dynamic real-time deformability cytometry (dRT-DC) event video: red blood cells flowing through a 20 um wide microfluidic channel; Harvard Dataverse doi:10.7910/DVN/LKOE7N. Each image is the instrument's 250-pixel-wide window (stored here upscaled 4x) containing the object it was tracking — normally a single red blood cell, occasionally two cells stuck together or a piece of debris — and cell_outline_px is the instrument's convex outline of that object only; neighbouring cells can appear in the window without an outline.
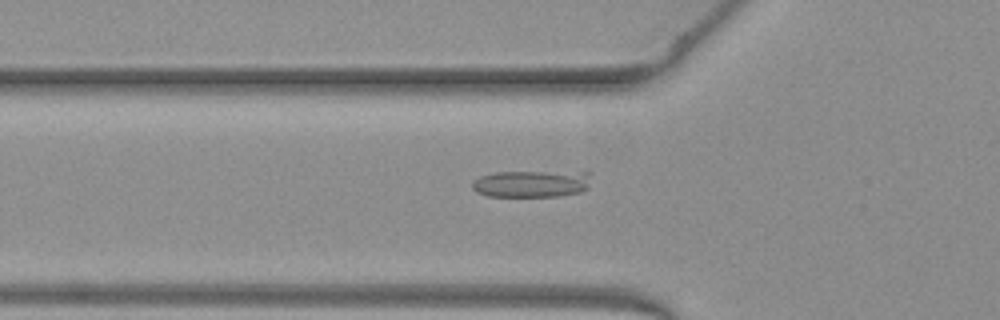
{"species": "common noctule bat (a hibernating species)", "species_latin": "Nyctalus noctula", "temperature_condition": "warm", "stored_images_in_passage": 37, "camera_frame_rate_fps": 3000, "um_per_image_px": 0.085, "animal": {"sex": "female", "body_mass_g": 19.3, "forearm_length_mm": 54.1}, "frame": {"image": 1, "passage_image": 18, "time_ms": 5.667, "image_size_px": [1000, 320], "cell_outline_px": [[592, 172], [588, 188], [580, 192], [560, 196], [488, 196], [476, 192], [472, 188], [472, 180], [480, 176], [496, 172]], "centroid_in_image_um": [45.19, 15.61], "position_along_channel_um": 80.6, "area_um2": 18.79}}
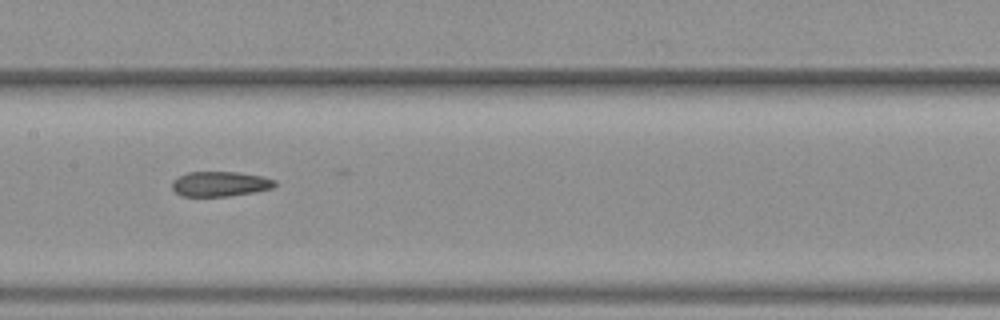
{"frame": {"image": 2, "passage_image": 26, "time_ms": 8.333, "image_size_px": [1000, 320], "cell_outline_px": [[276, 184], [272, 188], [252, 192], [228, 196], [180, 196], [172, 188], [172, 180], [176, 176], [188, 172], [236, 172], [264, 176], [276, 180]], "centroid_in_image_um": [18.68, 15.62], "position_along_channel_um": 188.7, "area_um2": 15.03}}
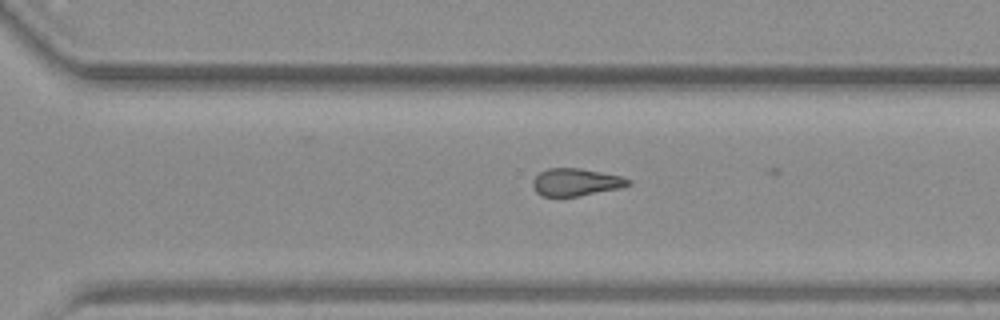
{"frame": {"image": 3, "passage_image": 36, "time_ms": 11.667, "image_size_px": [1000, 320], "cell_outline_px": [[632, 184], [620, 188], [580, 196], [544, 196], [536, 192], [532, 184], [532, 180], [540, 172], [548, 168], [580, 168], [624, 176], [632, 180]], "centroid_in_image_um": [49.0, 15.48], "position_along_channel_um": 321.6, "area_um2": 15.43}}